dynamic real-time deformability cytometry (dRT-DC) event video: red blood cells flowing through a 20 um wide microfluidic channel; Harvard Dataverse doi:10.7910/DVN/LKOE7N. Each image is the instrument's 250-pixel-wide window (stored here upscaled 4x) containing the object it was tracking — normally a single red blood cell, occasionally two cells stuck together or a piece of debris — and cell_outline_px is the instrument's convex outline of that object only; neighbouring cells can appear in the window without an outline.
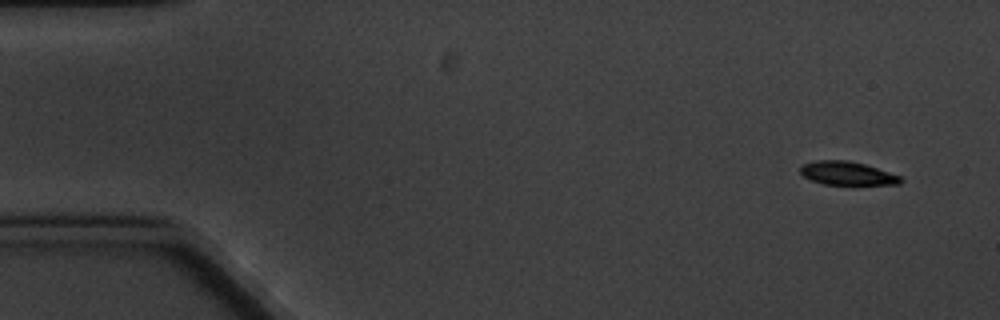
{"species": "common noctule bat (a hibernating species)", "species_latin": "Nyctalus noctula", "temperature_condition": "cold", "stored_images_in_passage": 3, "camera_frame_rate_fps": 3000, "um_per_image_px": 0.085, "animal": {"sex": "male", "body_mass_g": 20.1, "forearm_length_mm": 53.5}, "frame": {"image": 1, "passage_image": 3, "time_ms": 2.333, "image_size_px": [1000, 320], "cell_outline_px": [[904, 180], [900, 184], [852, 188], [824, 184], [812, 180], [804, 176], [800, 172], [800, 164], [816, 160], [848, 160], [864, 164], [900, 176]], "centroid_in_image_um": [72.05, 14.79], "position_along_channel_um": 12.9, "area_um2": 14.68}}